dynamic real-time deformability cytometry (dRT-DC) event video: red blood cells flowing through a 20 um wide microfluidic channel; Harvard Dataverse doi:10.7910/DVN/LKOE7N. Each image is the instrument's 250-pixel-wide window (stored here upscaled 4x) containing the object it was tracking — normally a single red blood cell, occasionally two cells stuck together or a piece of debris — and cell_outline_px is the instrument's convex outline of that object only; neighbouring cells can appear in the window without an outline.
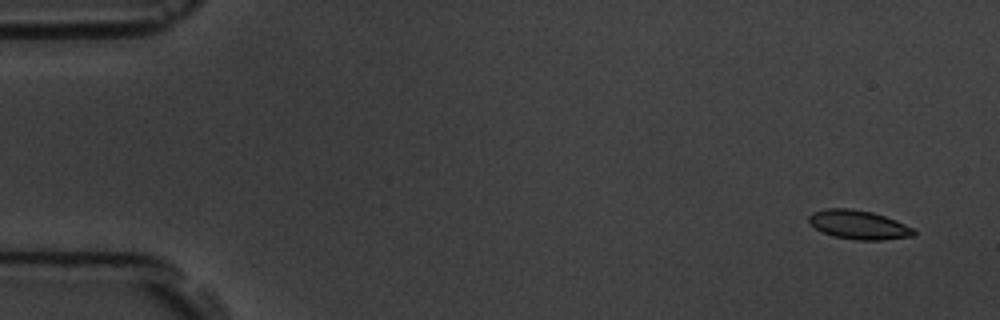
{"species": "common noctule bat (a hibernating species)", "species_latin": "Nyctalus noctula", "temperature_condition": "room temperature", "stored_images_in_passage": 4, "camera_frame_rate_fps": 3000, "um_per_image_px": 0.085, "animal": {"sex": "male", "body_mass_g": 19.5, "forearm_length_mm": 54.6}, "frame": {"image": 1, "passage_image": 1, "time_ms": 0.0, "image_size_px": [1000, 320], "cell_outline_px": [[916, 236], [880, 240], [856, 240], [832, 236], [816, 228], [808, 220], [808, 216], [812, 212], [828, 208], [848, 208], [872, 212], [896, 220], [912, 228], [916, 232]], "centroid_in_image_um": [72.99, 19.11], "position_along_channel_um": 12.0, "area_um2": 17.63}}